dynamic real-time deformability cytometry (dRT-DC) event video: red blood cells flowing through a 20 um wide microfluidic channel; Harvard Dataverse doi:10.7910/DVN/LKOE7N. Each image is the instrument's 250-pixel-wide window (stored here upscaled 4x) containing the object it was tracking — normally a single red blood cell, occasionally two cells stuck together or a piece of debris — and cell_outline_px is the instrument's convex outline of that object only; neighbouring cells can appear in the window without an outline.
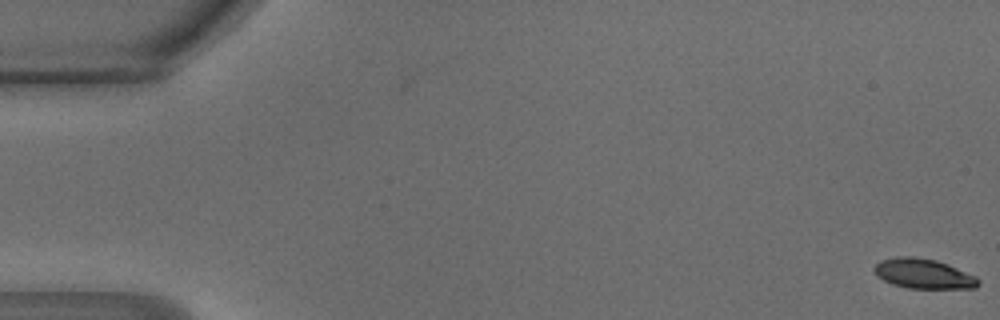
{"species": "common noctule bat (a hibernating species)", "species_latin": "Nyctalus noctula", "temperature_condition": "warm", "stored_images_in_passage": 48, "camera_frame_rate_fps": 3000, "um_per_image_px": 0.085, "animal": {"sex": "male", "body_mass_g": 18.8}, "frame": {"image": 1, "passage_image": 1, "time_ms": 0.0, "image_size_px": [1000, 320], "cell_outline_px": [[980, 284], [976, 288], [908, 288], [892, 284], [876, 276], [872, 268], [880, 260], [896, 256], [912, 256], [936, 260], [948, 264], [976, 276], [980, 280]], "centroid_in_image_um": [78.48, 23.26], "position_along_channel_um": 6.5, "area_um2": 18.26}}
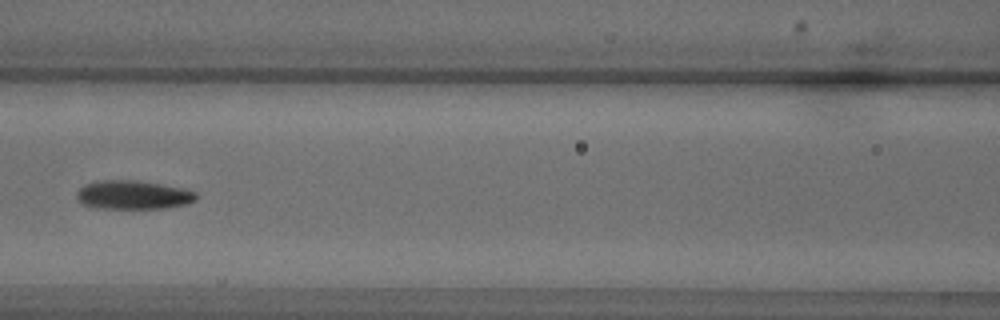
{"frame": {"image": 2, "passage_image": 22, "time_ms": 7.0, "image_size_px": [1000, 320], "cell_outline_px": [[200, 196], [196, 200], [188, 204], [168, 208], [96, 208], [80, 204], [76, 196], [76, 192], [84, 184], [96, 180], [140, 180], [180, 188], [196, 192]], "centroid_in_image_um": [11.3, 16.56], "position_along_channel_um": 155.3, "area_um2": 20.35}}
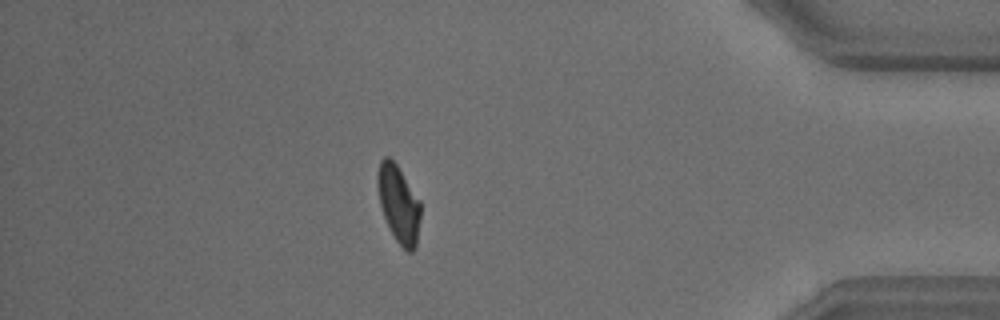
{"frame": {"image": 3, "passage_image": 42, "time_ms": 13.667, "image_size_px": [1000, 320], "cell_outline_px": [[420, 216], [416, 248], [412, 252], [408, 252], [396, 240], [384, 216], [380, 204], [376, 184], [376, 176], [380, 160], [384, 156], [388, 156], [396, 164], [420, 200]], "centroid_in_image_um": [33.87, 17.31], "position_along_channel_um": 401.3, "area_um2": 19.25}, "authors_computed_cell_mechanics": {"area_um2": 19.6231, "velocity_mm_per_s": 4.2722, "shape_relaxation_time_tau1_ms": 2.6528, "shape_relaxation_time_tau2_ms": 1.7883, "deformation_change_tau1": 0.1463, "deformation_change_tau2": 0.077}}